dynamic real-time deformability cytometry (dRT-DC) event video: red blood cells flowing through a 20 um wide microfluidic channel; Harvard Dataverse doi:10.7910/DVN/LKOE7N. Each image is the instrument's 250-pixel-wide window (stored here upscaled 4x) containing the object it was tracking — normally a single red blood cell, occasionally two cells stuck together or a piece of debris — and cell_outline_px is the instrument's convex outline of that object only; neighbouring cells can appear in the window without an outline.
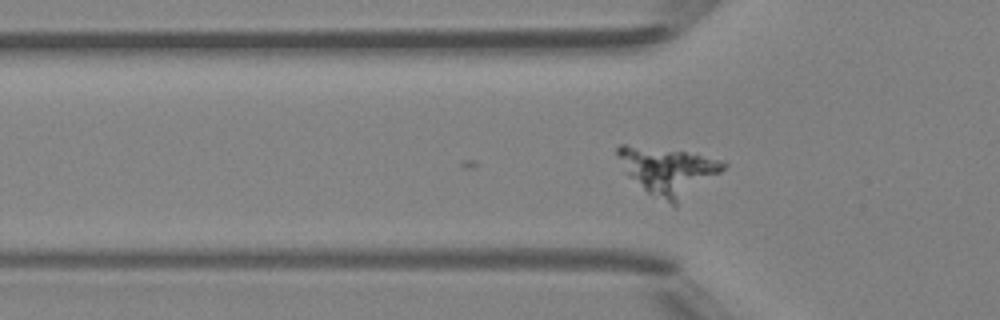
{"species": "Egyptian fruit bat (a non-hibernating species)", "species_latin": "Rousettus aegyptiacus", "temperature_condition": "room temperature", "stored_images_in_passage": 4, "camera_frame_rate_fps": 3000, "um_per_image_px": 0.085, "animal": {"sex": "female"}, "frame": {"image": 1, "passage_image": 4, "time_ms": 1.0, "image_size_px": [1000, 320], "cell_outline_px": [[728, 164], [720, 172], [676, 208], [648, 192], [628, 176], [616, 152], [616, 148], [620, 144], [624, 144], [684, 152], [720, 160]], "centroid_in_image_um": [56.8, 14.57], "position_along_channel_um": 69.0, "area_um2": 28.9}}